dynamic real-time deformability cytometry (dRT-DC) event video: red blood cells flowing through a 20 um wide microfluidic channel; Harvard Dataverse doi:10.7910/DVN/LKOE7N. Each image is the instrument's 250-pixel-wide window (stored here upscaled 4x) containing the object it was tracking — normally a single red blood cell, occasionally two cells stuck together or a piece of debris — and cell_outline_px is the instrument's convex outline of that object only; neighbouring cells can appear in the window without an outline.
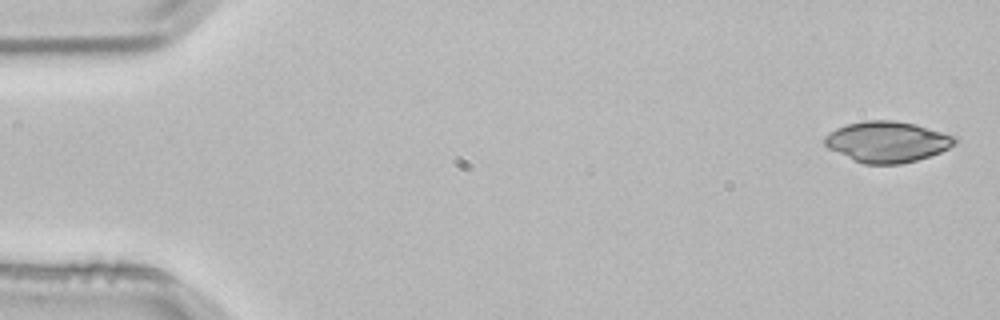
{"species": "common noctule bat (a hibernating species)", "species_latin": "Nyctalus noctula", "temperature_condition": "room temperature", "stored_images_in_passage": 2, "segment_of_instrument_passage": [2, 2], "camera_frame_rate_fps": 3000, "um_per_image_px": 0.085, "animal": {"sex": "male", "body_mass_g": 21.5, "forearm_length_mm": 52.0}, "frame": {"image": 1, "passage_image": 2, "time_ms": 0.333, "image_size_px": [1000, 320], "cell_outline_px": [[960, 140], [948, 148], [940, 152], [916, 160], [900, 164], [864, 164], [852, 160], [828, 148], [824, 144], [824, 136], [836, 128], [848, 124], [864, 120], [896, 120], [916, 124], [956, 136]], "centroid_in_image_um": [75.41, 12.04], "position_along_channel_um": 9.6, "area_um2": 31.15}}